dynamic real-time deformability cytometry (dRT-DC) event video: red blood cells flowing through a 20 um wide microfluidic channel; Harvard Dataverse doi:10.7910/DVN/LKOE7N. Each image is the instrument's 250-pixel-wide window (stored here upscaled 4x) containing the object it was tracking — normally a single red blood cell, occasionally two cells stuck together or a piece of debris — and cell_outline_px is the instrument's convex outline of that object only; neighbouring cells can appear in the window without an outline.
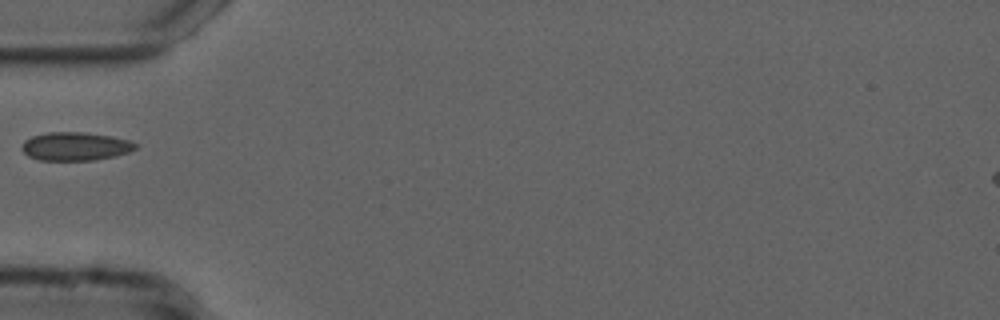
{"species": "common noctule bat (a hibernating species)", "species_latin": "Nyctalus noctula", "temperature_condition": "cold", "stored_images_in_passage": 4, "camera_frame_rate_fps": 3000, "um_per_image_px": 0.085, "animal": {"sex": "male", "forearm_length_mm": 52.5}, "frame": {"image": 1, "passage_image": 1, "time_ms": 0.0, "image_size_px": [1000, 320], "cell_outline_px": [[136, 148], [128, 152], [116, 156], [92, 160], [40, 160], [28, 156], [20, 148], [24, 140], [32, 136], [48, 132], [84, 132], [112, 136], [128, 140], [136, 144]], "centroid_in_image_um": [6.37, 12.43], "position_along_channel_um": 78.6, "area_um2": 18.79}}
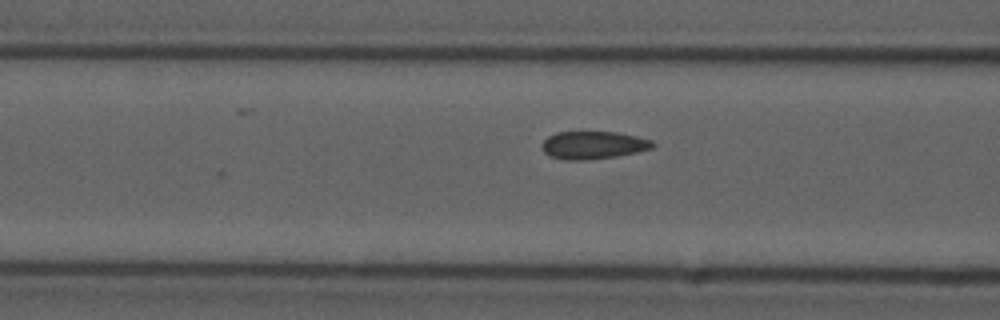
{"frame": {"image": 2, "passage_image": 4, "time_ms": 1.0, "image_size_px": [1000, 320], "cell_outline_px": [[656, 144], [652, 148], [636, 152], [616, 156], [588, 160], [564, 160], [552, 156], [544, 152], [544, 140], [548, 136], [556, 132], [616, 132], [636, 136], [652, 140]], "centroid_in_image_um": [50.45, 12.33], "position_along_channel_um": 116.1, "area_um2": 17.74}}